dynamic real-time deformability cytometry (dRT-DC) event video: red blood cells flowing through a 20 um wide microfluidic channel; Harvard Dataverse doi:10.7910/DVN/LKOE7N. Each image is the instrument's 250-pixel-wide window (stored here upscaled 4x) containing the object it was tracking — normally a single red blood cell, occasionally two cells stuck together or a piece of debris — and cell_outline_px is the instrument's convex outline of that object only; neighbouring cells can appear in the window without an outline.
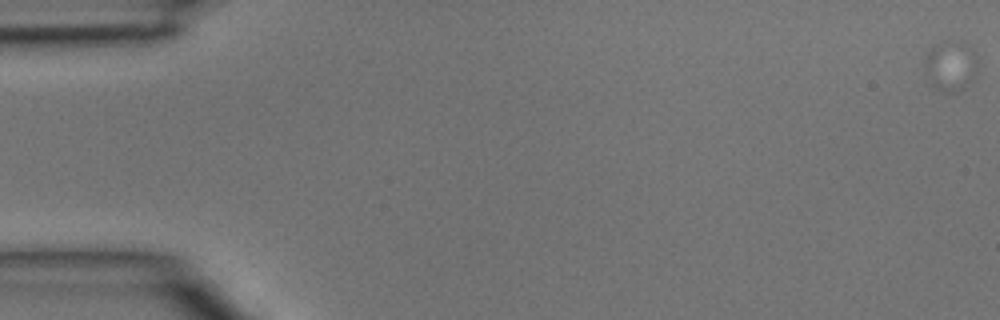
{"species": "common noctule bat (a hibernating species)", "species_latin": "Nyctalus noctula", "temperature_condition": "room temperature", "stored_images_in_passage": 3, "camera_frame_rate_fps": 3000, "um_per_image_px": 0.085, "animal": {"sex": "male", "body_mass_g": 15.6}, "frame": {"image": 1, "passage_image": 1, "time_ms": 0.0, "image_size_px": [1000, 320], "cell_outline_px": [[976, 72], [972, 80], [964, 88], [956, 92], [944, 92], [936, 88], [932, 84], [928, 76], [924, 60], [924, 56], [932, 48], [944, 40], [948, 40], [976, 52]], "centroid_in_image_um": [80.79, 5.63], "position_along_channel_um": 4.2, "area_um2": 14.91}}